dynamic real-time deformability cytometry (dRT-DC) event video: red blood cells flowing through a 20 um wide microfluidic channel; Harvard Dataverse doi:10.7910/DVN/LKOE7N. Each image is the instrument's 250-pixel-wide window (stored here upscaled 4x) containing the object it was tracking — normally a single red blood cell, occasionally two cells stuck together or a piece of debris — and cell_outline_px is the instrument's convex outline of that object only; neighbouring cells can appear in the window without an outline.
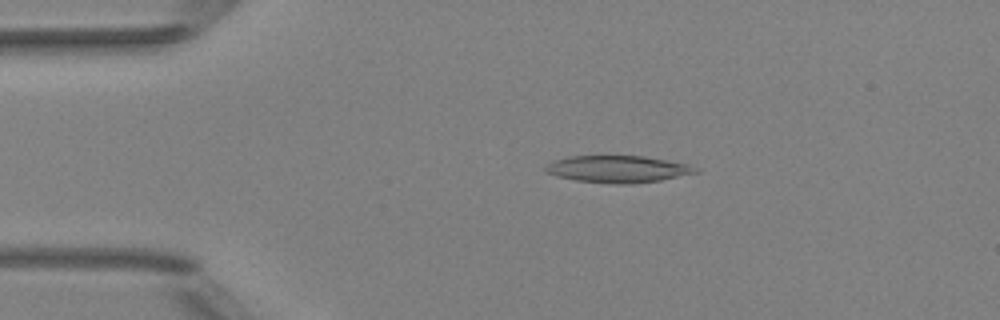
{"species": "Egyptian fruit bat (a non-hibernating species)", "species_latin": "Rousettus aegyptiacus", "temperature_condition": "room temperature", "stored_images_in_passage": 25, "camera_frame_rate_fps": 3000, "um_per_image_px": 0.085, "animal": {"sex": "female"}, "frame": {"image": 1, "passage_image": 12, "time_ms": 3.667, "image_size_px": [1000, 320], "cell_outline_px": [[700, 172], [660, 180], [628, 184], [616, 184], [576, 180], [556, 176], [548, 172], [544, 168], [552, 160], [568, 156], [644, 156], [668, 160], [688, 164], [696, 168]], "centroid_in_image_um": [52.51, 14.36], "position_along_channel_um": 32.5, "area_um2": 23.47}}
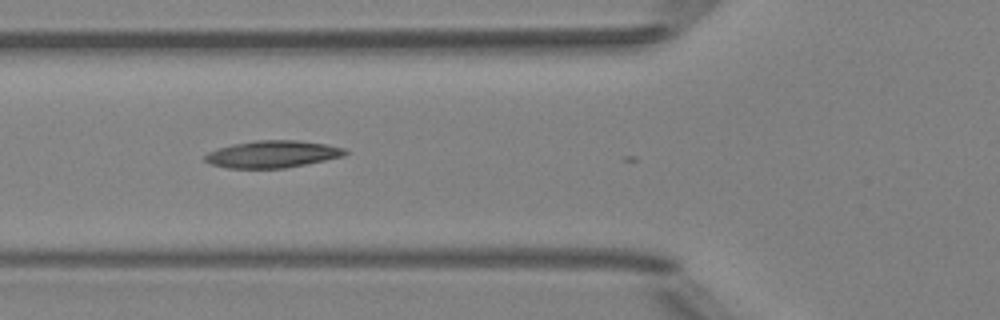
{"frame": {"image": 2, "passage_image": 21, "time_ms": 6.667, "image_size_px": [1000, 320], "cell_outline_px": [[348, 152], [344, 156], [284, 168], [228, 168], [212, 164], [204, 160], [204, 156], [208, 152], [232, 144], [256, 140], [296, 140], [324, 144], [344, 148]], "centroid_in_image_um": [23.14, 13.1], "position_along_channel_um": 102.7, "area_um2": 21.85}}
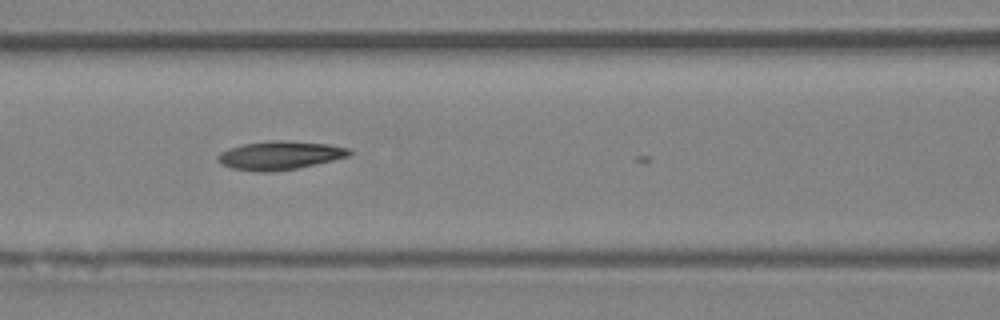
{"frame": {"image": 3, "passage_image": 24, "time_ms": 7.667, "image_size_px": [1000, 320], "cell_outline_px": [[352, 152], [348, 156], [316, 164], [296, 168], [272, 172], [256, 172], [232, 168], [220, 164], [216, 160], [216, 156], [220, 152], [228, 148], [244, 144], [268, 140], [284, 140], [328, 144], [348, 148]], "centroid_in_image_um": [23.72, 13.2], "position_along_channel_um": 142.9, "area_um2": 21.96}}